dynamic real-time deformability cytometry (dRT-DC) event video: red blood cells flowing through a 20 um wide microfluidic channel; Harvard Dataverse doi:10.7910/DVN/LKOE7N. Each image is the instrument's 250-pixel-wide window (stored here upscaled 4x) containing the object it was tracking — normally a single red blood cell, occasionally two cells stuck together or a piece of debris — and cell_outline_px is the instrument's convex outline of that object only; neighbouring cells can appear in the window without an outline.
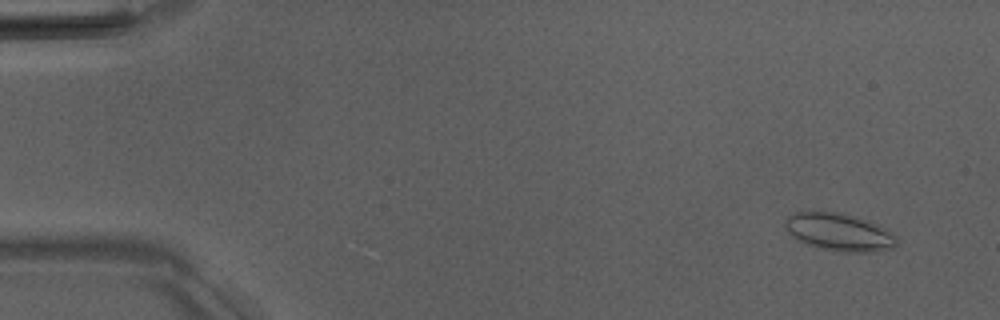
{"species": "Egyptian fruit bat (a non-hibernating species)", "species_latin": "Rousettus aegyptiacus", "temperature_condition": "room temperature", "stored_images_in_passage": 52, "segment_of_instrument_passage": [1, 2], "camera_frame_rate_fps": 3000, "um_per_image_px": 0.085, "animal": {"sex": "male"}, "frame": {"image": 1, "passage_image": 3, "time_ms": 0.667, "image_size_px": [1000, 320], "cell_outline_px": [[896, 244], [892, 248], [876, 252], [836, 252], [820, 248], [808, 244], [792, 236], [784, 228], [784, 220], [792, 212], [836, 212], [868, 220], [880, 224], [888, 228], [896, 236]], "centroid_in_image_um": [71.35, 19.73], "position_along_channel_um": 13.7, "area_um2": 24.68}}
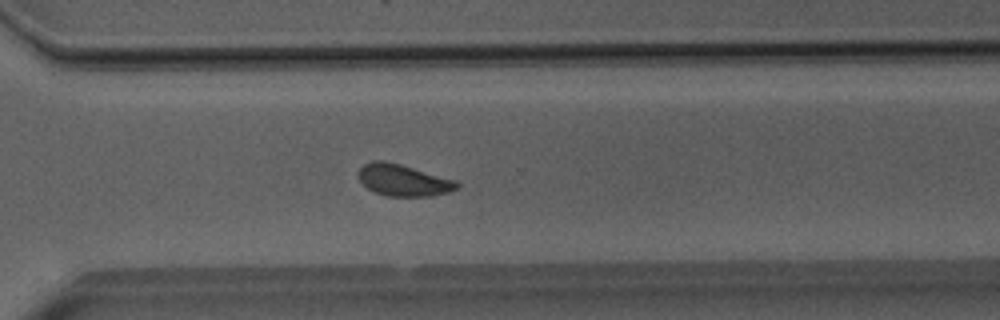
{"frame": {"image": 2, "passage_image": 37, "time_ms": 12.0, "image_size_px": [1000, 320], "cell_outline_px": [[460, 184], [456, 188], [448, 192], [432, 196], [388, 196], [376, 192], [368, 188], [356, 176], [360, 168], [364, 164], [372, 160], [384, 160], [400, 164], [456, 180]], "centroid_in_image_um": [34.26, 15.3], "position_along_channel_um": 336.3, "area_um2": 18.09}}
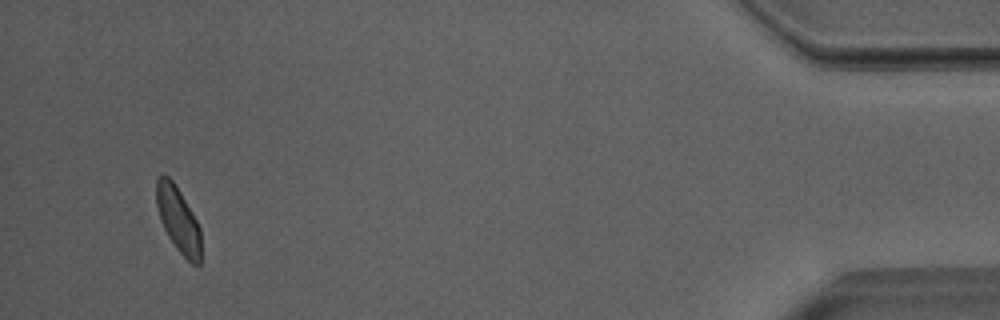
{"frame": {"image": 3, "passage_image": 49, "time_ms": 16.0, "image_size_px": [1000, 320], "cell_outline_px": [[200, 264], [192, 264], [176, 248], [168, 236], [160, 220], [156, 204], [156, 180], [164, 172], [176, 184], [196, 220], [200, 228]], "centroid_in_image_um": [15.13, 18.63], "position_along_channel_um": 420.1, "area_um2": 16.88}}